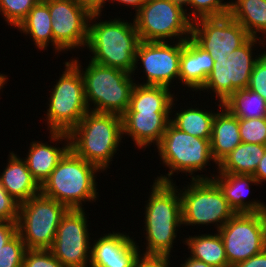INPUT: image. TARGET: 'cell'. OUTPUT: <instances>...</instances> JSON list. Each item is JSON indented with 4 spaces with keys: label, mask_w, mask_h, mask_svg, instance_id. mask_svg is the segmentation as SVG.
Returning <instances> with one entry per match:
<instances>
[{
    "label": "cell",
    "mask_w": 266,
    "mask_h": 267,
    "mask_svg": "<svg viewBox=\"0 0 266 267\" xmlns=\"http://www.w3.org/2000/svg\"><path fill=\"white\" fill-rule=\"evenodd\" d=\"M145 205L146 249L142 255L170 256L182 223L179 189L174 183L155 181Z\"/></svg>",
    "instance_id": "cell-1"
},
{
    "label": "cell",
    "mask_w": 266,
    "mask_h": 267,
    "mask_svg": "<svg viewBox=\"0 0 266 267\" xmlns=\"http://www.w3.org/2000/svg\"><path fill=\"white\" fill-rule=\"evenodd\" d=\"M68 134L70 149L102 172L109 168L123 138L122 117L89 110Z\"/></svg>",
    "instance_id": "cell-2"
},
{
    "label": "cell",
    "mask_w": 266,
    "mask_h": 267,
    "mask_svg": "<svg viewBox=\"0 0 266 267\" xmlns=\"http://www.w3.org/2000/svg\"><path fill=\"white\" fill-rule=\"evenodd\" d=\"M101 16V14H92L89 21L86 47L93 55L90 56V61L132 74L136 50L140 42L134 21L128 23L124 19L122 21L120 18H114L113 21L111 19V21L97 22L96 20Z\"/></svg>",
    "instance_id": "cell-3"
},
{
    "label": "cell",
    "mask_w": 266,
    "mask_h": 267,
    "mask_svg": "<svg viewBox=\"0 0 266 267\" xmlns=\"http://www.w3.org/2000/svg\"><path fill=\"white\" fill-rule=\"evenodd\" d=\"M100 171L70 149L42 183L41 193L69 209H83V202L99 197L95 174Z\"/></svg>",
    "instance_id": "cell-4"
},
{
    "label": "cell",
    "mask_w": 266,
    "mask_h": 267,
    "mask_svg": "<svg viewBox=\"0 0 266 267\" xmlns=\"http://www.w3.org/2000/svg\"><path fill=\"white\" fill-rule=\"evenodd\" d=\"M78 60L79 58L71 59L81 72L88 109L121 116L129 107L131 93L136 84L132 74L93 61H89L84 71ZM90 104H94V108Z\"/></svg>",
    "instance_id": "cell-5"
},
{
    "label": "cell",
    "mask_w": 266,
    "mask_h": 267,
    "mask_svg": "<svg viewBox=\"0 0 266 267\" xmlns=\"http://www.w3.org/2000/svg\"><path fill=\"white\" fill-rule=\"evenodd\" d=\"M157 149L163 165L169 168V172L167 176H157L154 181L173 183L171 176L179 171L186 173V176L190 173L192 180L209 179L208 176H195L194 173L204 170L210 161L217 164L211 154L210 139L194 137L176 128L171 122L168 123Z\"/></svg>",
    "instance_id": "cell-6"
},
{
    "label": "cell",
    "mask_w": 266,
    "mask_h": 267,
    "mask_svg": "<svg viewBox=\"0 0 266 267\" xmlns=\"http://www.w3.org/2000/svg\"><path fill=\"white\" fill-rule=\"evenodd\" d=\"M64 65L65 71L49 94L45 117L50 132L69 133L89 111L79 68L71 60Z\"/></svg>",
    "instance_id": "cell-7"
},
{
    "label": "cell",
    "mask_w": 266,
    "mask_h": 267,
    "mask_svg": "<svg viewBox=\"0 0 266 267\" xmlns=\"http://www.w3.org/2000/svg\"><path fill=\"white\" fill-rule=\"evenodd\" d=\"M67 206L39 193L20 203L17 233L27 249H50Z\"/></svg>",
    "instance_id": "cell-8"
},
{
    "label": "cell",
    "mask_w": 266,
    "mask_h": 267,
    "mask_svg": "<svg viewBox=\"0 0 266 267\" xmlns=\"http://www.w3.org/2000/svg\"><path fill=\"white\" fill-rule=\"evenodd\" d=\"M187 9L171 0H147L133 18L140 41H185L191 37L192 21Z\"/></svg>",
    "instance_id": "cell-9"
},
{
    "label": "cell",
    "mask_w": 266,
    "mask_h": 267,
    "mask_svg": "<svg viewBox=\"0 0 266 267\" xmlns=\"http://www.w3.org/2000/svg\"><path fill=\"white\" fill-rule=\"evenodd\" d=\"M190 181L187 188L179 189L183 225L215 224L218 231L235 214L234 210L212 179Z\"/></svg>",
    "instance_id": "cell-10"
},
{
    "label": "cell",
    "mask_w": 266,
    "mask_h": 267,
    "mask_svg": "<svg viewBox=\"0 0 266 267\" xmlns=\"http://www.w3.org/2000/svg\"><path fill=\"white\" fill-rule=\"evenodd\" d=\"M257 42L259 45H266L263 43L266 42L263 37H250L242 46L227 55V58L216 57L214 67L199 91L208 89L209 92L211 89L218 101L223 104L235 92L247 88L258 58L252 52Z\"/></svg>",
    "instance_id": "cell-11"
},
{
    "label": "cell",
    "mask_w": 266,
    "mask_h": 267,
    "mask_svg": "<svg viewBox=\"0 0 266 267\" xmlns=\"http://www.w3.org/2000/svg\"><path fill=\"white\" fill-rule=\"evenodd\" d=\"M218 232L234 267L266 248V212L235 213Z\"/></svg>",
    "instance_id": "cell-12"
},
{
    "label": "cell",
    "mask_w": 266,
    "mask_h": 267,
    "mask_svg": "<svg viewBox=\"0 0 266 267\" xmlns=\"http://www.w3.org/2000/svg\"><path fill=\"white\" fill-rule=\"evenodd\" d=\"M83 209H69L57 228L52 254L65 267L90 265L91 239L87 226V214Z\"/></svg>",
    "instance_id": "cell-13"
},
{
    "label": "cell",
    "mask_w": 266,
    "mask_h": 267,
    "mask_svg": "<svg viewBox=\"0 0 266 267\" xmlns=\"http://www.w3.org/2000/svg\"><path fill=\"white\" fill-rule=\"evenodd\" d=\"M52 18L55 53L85 48L91 14L75 0H44Z\"/></svg>",
    "instance_id": "cell-14"
},
{
    "label": "cell",
    "mask_w": 266,
    "mask_h": 267,
    "mask_svg": "<svg viewBox=\"0 0 266 267\" xmlns=\"http://www.w3.org/2000/svg\"><path fill=\"white\" fill-rule=\"evenodd\" d=\"M251 36L229 14L221 17L200 18L192 22L191 38L215 59L242 46Z\"/></svg>",
    "instance_id": "cell-15"
},
{
    "label": "cell",
    "mask_w": 266,
    "mask_h": 267,
    "mask_svg": "<svg viewBox=\"0 0 266 267\" xmlns=\"http://www.w3.org/2000/svg\"><path fill=\"white\" fill-rule=\"evenodd\" d=\"M140 41L135 55V66L132 75L142 63L147 80L142 85L165 86L171 88L172 80L179 79V66L182 52V41ZM172 44V45H170Z\"/></svg>",
    "instance_id": "cell-16"
},
{
    "label": "cell",
    "mask_w": 266,
    "mask_h": 267,
    "mask_svg": "<svg viewBox=\"0 0 266 267\" xmlns=\"http://www.w3.org/2000/svg\"><path fill=\"white\" fill-rule=\"evenodd\" d=\"M129 234L110 232L91 244L89 267H133L141 255Z\"/></svg>",
    "instance_id": "cell-17"
},
{
    "label": "cell",
    "mask_w": 266,
    "mask_h": 267,
    "mask_svg": "<svg viewBox=\"0 0 266 267\" xmlns=\"http://www.w3.org/2000/svg\"><path fill=\"white\" fill-rule=\"evenodd\" d=\"M171 112L125 111L122 117L123 135L132 138L139 149L160 143L170 122Z\"/></svg>",
    "instance_id": "cell-18"
},
{
    "label": "cell",
    "mask_w": 266,
    "mask_h": 267,
    "mask_svg": "<svg viewBox=\"0 0 266 267\" xmlns=\"http://www.w3.org/2000/svg\"><path fill=\"white\" fill-rule=\"evenodd\" d=\"M50 140L57 142L66 141L63 147L40 143V141L30 142V149L24 158L26 165L36 181L42 183L50 176L59 161L70 150V137L67 132H50Z\"/></svg>",
    "instance_id": "cell-19"
},
{
    "label": "cell",
    "mask_w": 266,
    "mask_h": 267,
    "mask_svg": "<svg viewBox=\"0 0 266 267\" xmlns=\"http://www.w3.org/2000/svg\"><path fill=\"white\" fill-rule=\"evenodd\" d=\"M213 67L214 59L208 51L201 48L191 37L182 41L179 66V83L183 84L182 86L198 92L204 86Z\"/></svg>",
    "instance_id": "cell-20"
},
{
    "label": "cell",
    "mask_w": 266,
    "mask_h": 267,
    "mask_svg": "<svg viewBox=\"0 0 266 267\" xmlns=\"http://www.w3.org/2000/svg\"><path fill=\"white\" fill-rule=\"evenodd\" d=\"M214 174L209 179H212L223 192L224 197L227 199L230 207L235 213H260L266 212V204L259 200H249L246 196L249 195L250 185H258L253 175L245 174H230L218 173ZM245 197V198H244Z\"/></svg>",
    "instance_id": "cell-21"
},
{
    "label": "cell",
    "mask_w": 266,
    "mask_h": 267,
    "mask_svg": "<svg viewBox=\"0 0 266 267\" xmlns=\"http://www.w3.org/2000/svg\"><path fill=\"white\" fill-rule=\"evenodd\" d=\"M6 168L0 174V184L19 203L41 193V185L29 171L24 159L14 152L8 155Z\"/></svg>",
    "instance_id": "cell-22"
},
{
    "label": "cell",
    "mask_w": 266,
    "mask_h": 267,
    "mask_svg": "<svg viewBox=\"0 0 266 267\" xmlns=\"http://www.w3.org/2000/svg\"><path fill=\"white\" fill-rule=\"evenodd\" d=\"M218 103L220 112L213 118L210 138L211 154L217 164L241 143L239 118Z\"/></svg>",
    "instance_id": "cell-23"
},
{
    "label": "cell",
    "mask_w": 266,
    "mask_h": 267,
    "mask_svg": "<svg viewBox=\"0 0 266 267\" xmlns=\"http://www.w3.org/2000/svg\"><path fill=\"white\" fill-rule=\"evenodd\" d=\"M165 86L135 84L129 107L126 111L171 112L174 109V94Z\"/></svg>",
    "instance_id": "cell-24"
},
{
    "label": "cell",
    "mask_w": 266,
    "mask_h": 267,
    "mask_svg": "<svg viewBox=\"0 0 266 267\" xmlns=\"http://www.w3.org/2000/svg\"><path fill=\"white\" fill-rule=\"evenodd\" d=\"M266 145L240 143L217 164V173L254 175Z\"/></svg>",
    "instance_id": "cell-25"
},
{
    "label": "cell",
    "mask_w": 266,
    "mask_h": 267,
    "mask_svg": "<svg viewBox=\"0 0 266 267\" xmlns=\"http://www.w3.org/2000/svg\"><path fill=\"white\" fill-rule=\"evenodd\" d=\"M229 15L251 37L266 36V0H235L229 2ZM260 33L262 35L258 37Z\"/></svg>",
    "instance_id": "cell-26"
},
{
    "label": "cell",
    "mask_w": 266,
    "mask_h": 267,
    "mask_svg": "<svg viewBox=\"0 0 266 267\" xmlns=\"http://www.w3.org/2000/svg\"><path fill=\"white\" fill-rule=\"evenodd\" d=\"M52 21L48 4L40 0L16 28L29 34L38 49L46 50L50 43L53 46Z\"/></svg>",
    "instance_id": "cell-27"
},
{
    "label": "cell",
    "mask_w": 266,
    "mask_h": 267,
    "mask_svg": "<svg viewBox=\"0 0 266 267\" xmlns=\"http://www.w3.org/2000/svg\"><path fill=\"white\" fill-rule=\"evenodd\" d=\"M186 239V240H185ZM183 243H186L188 250L190 249V257L203 261L214 267H230L226 256L224 243L218 233L201 234L189 236L185 238Z\"/></svg>",
    "instance_id": "cell-28"
},
{
    "label": "cell",
    "mask_w": 266,
    "mask_h": 267,
    "mask_svg": "<svg viewBox=\"0 0 266 267\" xmlns=\"http://www.w3.org/2000/svg\"><path fill=\"white\" fill-rule=\"evenodd\" d=\"M183 110V111H182ZM180 112L174 113V117L170 122L181 131L187 132L194 137L203 139L211 138L212 122L215 112L206 111L200 108L182 109Z\"/></svg>",
    "instance_id": "cell-29"
},
{
    "label": "cell",
    "mask_w": 266,
    "mask_h": 267,
    "mask_svg": "<svg viewBox=\"0 0 266 267\" xmlns=\"http://www.w3.org/2000/svg\"><path fill=\"white\" fill-rule=\"evenodd\" d=\"M223 106L239 119L266 117V100L248 88L235 92Z\"/></svg>",
    "instance_id": "cell-30"
},
{
    "label": "cell",
    "mask_w": 266,
    "mask_h": 267,
    "mask_svg": "<svg viewBox=\"0 0 266 267\" xmlns=\"http://www.w3.org/2000/svg\"><path fill=\"white\" fill-rule=\"evenodd\" d=\"M224 0H188V18L194 22L200 18L221 17L229 14V2Z\"/></svg>",
    "instance_id": "cell-31"
},
{
    "label": "cell",
    "mask_w": 266,
    "mask_h": 267,
    "mask_svg": "<svg viewBox=\"0 0 266 267\" xmlns=\"http://www.w3.org/2000/svg\"><path fill=\"white\" fill-rule=\"evenodd\" d=\"M40 0H0V13L16 28Z\"/></svg>",
    "instance_id": "cell-32"
},
{
    "label": "cell",
    "mask_w": 266,
    "mask_h": 267,
    "mask_svg": "<svg viewBox=\"0 0 266 267\" xmlns=\"http://www.w3.org/2000/svg\"><path fill=\"white\" fill-rule=\"evenodd\" d=\"M239 133L242 143L266 145V117L239 119Z\"/></svg>",
    "instance_id": "cell-33"
},
{
    "label": "cell",
    "mask_w": 266,
    "mask_h": 267,
    "mask_svg": "<svg viewBox=\"0 0 266 267\" xmlns=\"http://www.w3.org/2000/svg\"><path fill=\"white\" fill-rule=\"evenodd\" d=\"M27 248L17 233L0 249V267H23Z\"/></svg>",
    "instance_id": "cell-34"
},
{
    "label": "cell",
    "mask_w": 266,
    "mask_h": 267,
    "mask_svg": "<svg viewBox=\"0 0 266 267\" xmlns=\"http://www.w3.org/2000/svg\"><path fill=\"white\" fill-rule=\"evenodd\" d=\"M23 267H65L49 249H27Z\"/></svg>",
    "instance_id": "cell-35"
},
{
    "label": "cell",
    "mask_w": 266,
    "mask_h": 267,
    "mask_svg": "<svg viewBox=\"0 0 266 267\" xmlns=\"http://www.w3.org/2000/svg\"><path fill=\"white\" fill-rule=\"evenodd\" d=\"M248 89L258 93L266 100V51L258 55L257 62L250 76Z\"/></svg>",
    "instance_id": "cell-36"
},
{
    "label": "cell",
    "mask_w": 266,
    "mask_h": 267,
    "mask_svg": "<svg viewBox=\"0 0 266 267\" xmlns=\"http://www.w3.org/2000/svg\"><path fill=\"white\" fill-rule=\"evenodd\" d=\"M20 203L0 184V221L17 222Z\"/></svg>",
    "instance_id": "cell-37"
},
{
    "label": "cell",
    "mask_w": 266,
    "mask_h": 267,
    "mask_svg": "<svg viewBox=\"0 0 266 267\" xmlns=\"http://www.w3.org/2000/svg\"><path fill=\"white\" fill-rule=\"evenodd\" d=\"M171 256L140 255L133 267H169ZM169 259V260H168Z\"/></svg>",
    "instance_id": "cell-38"
},
{
    "label": "cell",
    "mask_w": 266,
    "mask_h": 267,
    "mask_svg": "<svg viewBox=\"0 0 266 267\" xmlns=\"http://www.w3.org/2000/svg\"><path fill=\"white\" fill-rule=\"evenodd\" d=\"M17 234V222L0 221V249Z\"/></svg>",
    "instance_id": "cell-39"
},
{
    "label": "cell",
    "mask_w": 266,
    "mask_h": 267,
    "mask_svg": "<svg viewBox=\"0 0 266 267\" xmlns=\"http://www.w3.org/2000/svg\"><path fill=\"white\" fill-rule=\"evenodd\" d=\"M80 6L86 9L91 15L102 14L105 3L109 0H75Z\"/></svg>",
    "instance_id": "cell-40"
},
{
    "label": "cell",
    "mask_w": 266,
    "mask_h": 267,
    "mask_svg": "<svg viewBox=\"0 0 266 267\" xmlns=\"http://www.w3.org/2000/svg\"><path fill=\"white\" fill-rule=\"evenodd\" d=\"M234 267H266V248L255 256L238 263Z\"/></svg>",
    "instance_id": "cell-41"
},
{
    "label": "cell",
    "mask_w": 266,
    "mask_h": 267,
    "mask_svg": "<svg viewBox=\"0 0 266 267\" xmlns=\"http://www.w3.org/2000/svg\"><path fill=\"white\" fill-rule=\"evenodd\" d=\"M253 176L259 184L266 181V152L260 160Z\"/></svg>",
    "instance_id": "cell-42"
},
{
    "label": "cell",
    "mask_w": 266,
    "mask_h": 267,
    "mask_svg": "<svg viewBox=\"0 0 266 267\" xmlns=\"http://www.w3.org/2000/svg\"><path fill=\"white\" fill-rule=\"evenodd\" d=\"M110 1L112 2V4L117 1L118 4L122 3V5L129 7L131 6V8L134 7L135 11L137 12L147 0H109V2Z\"/></svg>",
    "instance_id": "cell-43"
},
{
    "label": "cell",
    "mask_w": 266,
    "mask_h": 267,
    "mask_svg": "<svg viewBox=\"0 0 266 267\" xmlns=\"http://www.w3.org/2000/svg\"><path fill=\"white\" fill-rule=\"evenodd\" d=\"M180 267H214L211 265H208L207 263L194 259L192 257H188L185 259V263H182Z\"/></svg>",
    "instance_id": "cell-44"
},
{
    "label": "cell",
    "mask_w": 266,
    "mask_h": 267,
    "mask_svg": "<svg viewBox=\"0 0 266 267\" xmlns=\"http://www.w3.org/2000/svg\"><path fill=\"white\" fill-rule=\"evenodd\" d=\"M7 80H8V77L5 74L0 73V90L4 88V85L7 83Z\"/></svg>",
    "instance_id": "cell-45"
},
{
    "label": "cell",
    "mask_w": 266,
    "mask_h": 267,
    "mask_svg": "<svg viewBox=\"0 0 266 267\" xmlns=\"http://www.w3.org/2000/svg\"><path fill=\"white\" fill-rule=\"evenodd\" d=\"M172 2L178 3L182 5L183 7H187L188 0H171Z\"/></svg>",
    "instance_id": "cell-46"
}]
</instances>
